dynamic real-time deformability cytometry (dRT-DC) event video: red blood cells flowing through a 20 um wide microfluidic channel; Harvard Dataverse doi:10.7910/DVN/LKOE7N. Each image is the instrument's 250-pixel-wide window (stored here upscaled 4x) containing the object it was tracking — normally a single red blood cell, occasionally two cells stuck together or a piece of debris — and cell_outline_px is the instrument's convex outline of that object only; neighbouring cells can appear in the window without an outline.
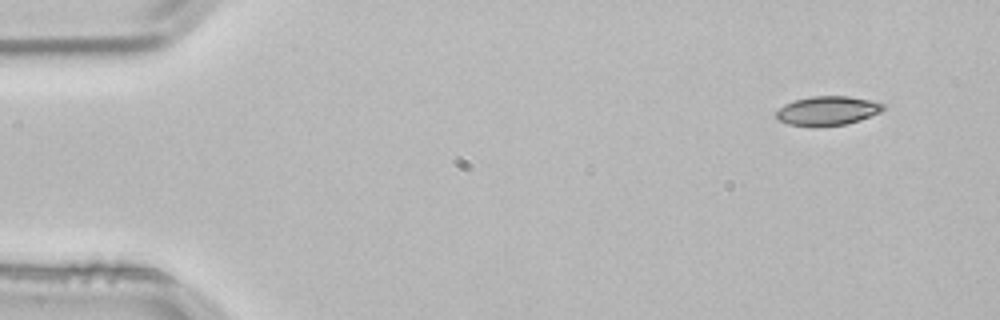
{"species": "common noctule bat (a hibernating species)", "species_latin": "Nyctalus noctula", "temperature_condition": "room temperature", "stored_images_in_passage": 3, "camera_frame_rate_fps": 3000, "um_per_image_px": 0.085, "animal": {"sex": "male", "body_mass_g": 21.5, "forearm_length_mm": 52.0}, "frame": {"image": 1, "passage_image": 1, "time_ms": 0.0, "image_size_px": [1000, 320], "cell_outline_px": [[888, 108], [880, 112], [860, 120], [848, 124], [788, 124], [780, 120], [776, 116], [776, 112], [784, 104], [792, 100], [812, 96], [848, 96], [868, 100], [884, 104]], "centroid_in_image_um": [70.38, 9.37], "position_along_channel_um": 14.6, "area_um2": 17.63}}
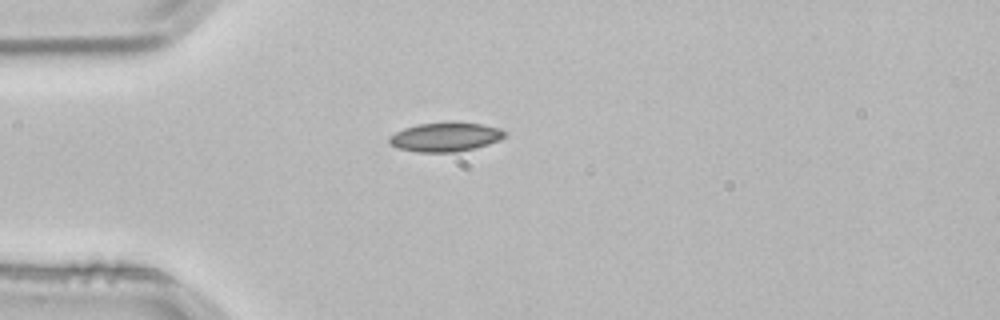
{"frame": {"image": 2, "passage_image": 3, "time_ms": 0.667, "image_size_px": [1000, 320], "cell_outline_px": [[508, 132], [500, 140], [476, 148], [456, 152], [420, 152], [400, 148], [392, 144], [388, 140], [388, 136], [404, 128], [420, 124], [452, 120], [480, 124], [500, 128]], "centroid_in_image_um": [37.9, 11.62], "position_along_channel_um": 47.1, "area_um2": 19.83}}